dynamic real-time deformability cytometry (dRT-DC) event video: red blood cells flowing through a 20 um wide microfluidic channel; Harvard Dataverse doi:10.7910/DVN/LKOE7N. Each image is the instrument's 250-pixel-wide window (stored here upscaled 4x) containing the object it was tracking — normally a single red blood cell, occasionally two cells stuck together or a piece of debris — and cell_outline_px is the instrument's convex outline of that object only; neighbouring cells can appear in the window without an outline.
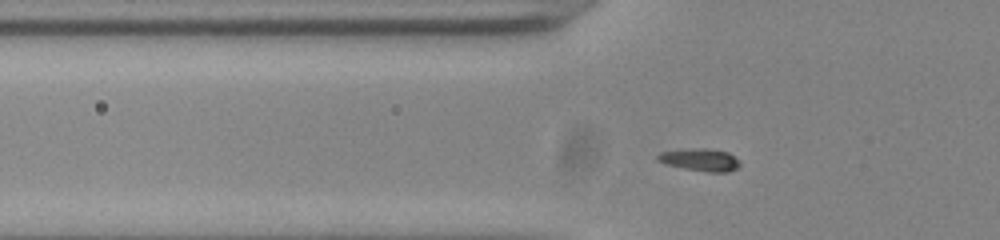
{"species": "common noctule bat (a hibernating species)", "species_latin": "Nyctalus noctula", "temperature_condition": "room temperature", "stored_images_in_passage": 42, "camera_frame_rate_fps": 3000, "um_per_image_px": 0.085, "animal": {"sex": "male", "body_mass_g": 20.0, "forearm_length_mm": 53.3}, "frame": {"image": 1, "passage_image": 7, "time_ms": 2.0, "image_size_px": [1000, 240], "cell_outline_px": [[740, 168], [728, 172], [708, 172], [684, 168], [664, 164], [656, 160], [656, 156], [660, 152], [680, 148], [704, 148], [728, 152], [740, 160]], "centroid_in_image_um": [59.5, 13.57], "position_along_channel_um": 66.3, "area_um2": 11.1}}
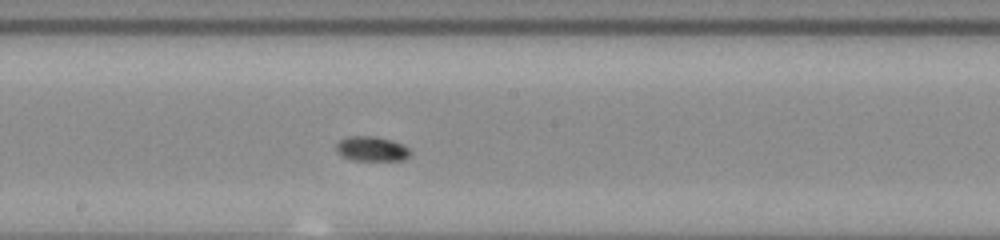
{"frame": {"image": 2, "passage_image": 19, "time_ms": 6.0, "image_size_px": [1000, 240], "cell_outline_px": [[412, 152], [404, 160], [352, 160], [336, 152], [336, 144], [340, 140], [348, 136], [372, 136], [392, 140], [408, 148]], "centroid_in_image_um": [31.58, 12.65], "position_along_channel_um": 216.6, "area_um2": 10.58}}
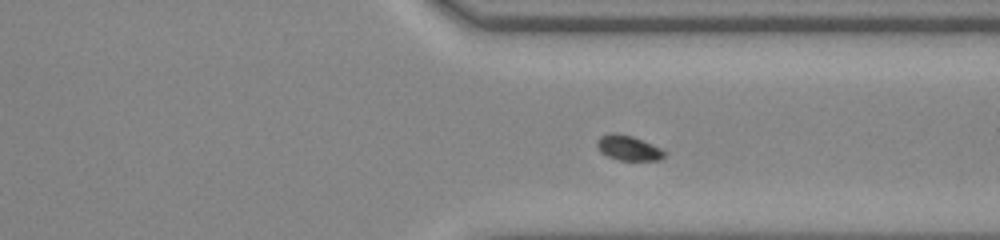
{"frame": {"image": 3, "passage_image": 30, "time_ms": 9.667, "image_size_px": [1000, 240], "cell_outline_px": [[668, 152], [660, 160], [620, 160], [608, 156], [600, 152], [596, 144], [596, 140], [600, 136], [612, 132], [616, 132], [632, 136], [664, 148]], "centroid_in_image_um": [53.44, 12.56], "position_along_channel_um": 358.0, "area_um2": 10.06}}